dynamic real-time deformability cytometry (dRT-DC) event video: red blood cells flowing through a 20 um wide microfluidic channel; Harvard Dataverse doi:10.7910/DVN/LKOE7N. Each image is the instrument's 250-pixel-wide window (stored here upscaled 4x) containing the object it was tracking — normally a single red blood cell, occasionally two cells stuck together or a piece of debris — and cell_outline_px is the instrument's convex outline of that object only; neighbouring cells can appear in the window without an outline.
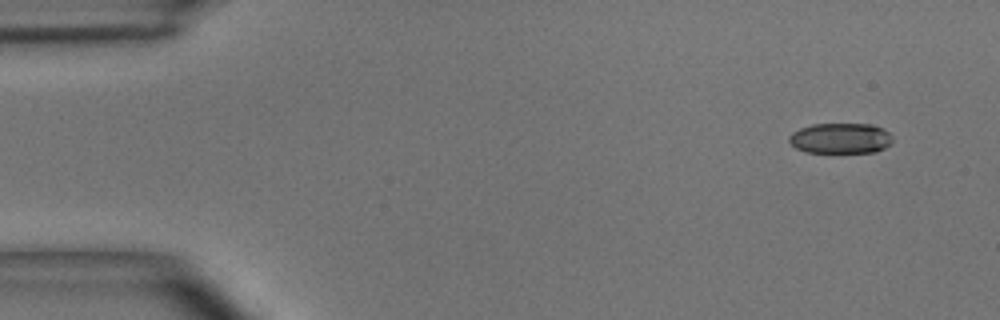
{"species": "common noctule bat (a hibernating species)", "species_latin": "Nyctalus noctula", "temperature_condition": "room temperature", "stored_images_in_passage": 4, "camera_frame_rate_fps": 3000, "um_per_image_px": 0.085, "animal": {"sex": "male", "body_mass_g": 15.6}, "frame": {"image": 1, "passage_image": 1, "time_ms": 0.0, "image_size_px": [1000, 320], "cell_outline_px": [[892, 144], [876, 152], [804, 152], [796, 148], [788, 140], [788, 136], [792, 132], [800, 128], [812, 124], [872, 124], [888, 132], [892, 136]], "centroid_in_image_um": [71.44, 11.75], "position_along_channel_um": 13.6, "area_um2": 18.44}}
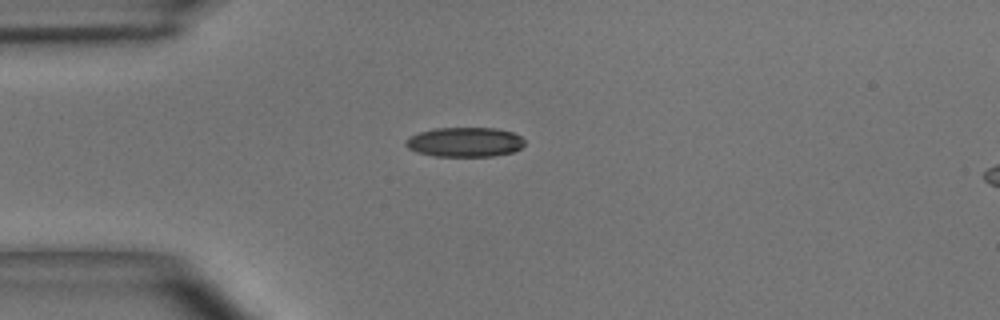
{"frame": {"image": 2, "passage_image": 3, "time_ms": 0.667, "image_size_px": [1000, 320], "cell_outline_px": [[524, 144], [520, 148], [512, 152], [492, 156], [432, 156], [416, 152], [408, 148], [404, 144], [404, 140], [408, 136], [420, 132], [436, 128], [496, 128], [512, 132], [520, 136], [524, 140]], "centroid_in_image_um": [39.46, 12.07], "position_along_channel_um": 45.5, "area_um2": 20.58}}